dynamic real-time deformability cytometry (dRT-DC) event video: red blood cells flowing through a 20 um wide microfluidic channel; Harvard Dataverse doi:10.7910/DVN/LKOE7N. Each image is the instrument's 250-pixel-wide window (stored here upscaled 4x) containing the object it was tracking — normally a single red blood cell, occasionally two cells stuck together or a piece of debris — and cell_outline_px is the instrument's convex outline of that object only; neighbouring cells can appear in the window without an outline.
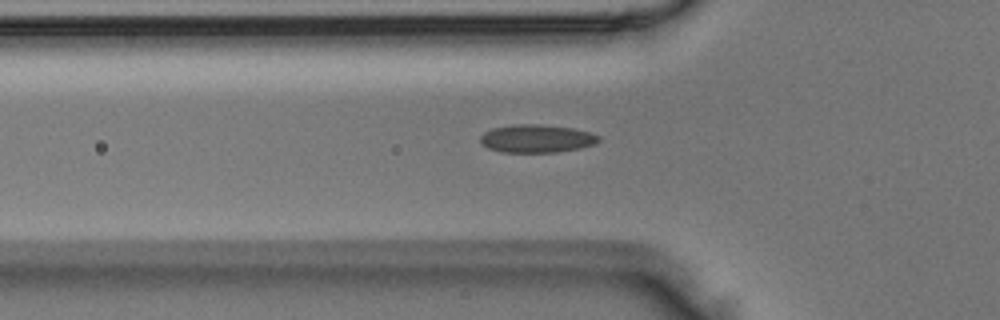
{"species": "Egyptian fruit bat (a non-hibernating species)", "species_latin": "Rousettus aegyptiacus", "temperature_condition": "room temperature", "stored_images_in_passage": 5, "camera_frame_rate_fps": 3000, "um_per_image_px": 0.085, "animal": {"sex": "male"}, "frame": {"image": 1, "passage_image": 5, "time_ms": 1.333, "image_size_px": [1000, 320], "cell_outline_px": [[600, 140], [596, 144], [580, 148], [556, 152], [500, 152], [488, 148], [480, 140], [480, 136], [484, 132], [492, 128], [512, 124], [536, 124], [572, 128], [588, 132], [600, 136]], "centroid_in_image_um": [45.61, 11.78], "position_along_channel_um": 80.2, "area_um2": 19.31}}